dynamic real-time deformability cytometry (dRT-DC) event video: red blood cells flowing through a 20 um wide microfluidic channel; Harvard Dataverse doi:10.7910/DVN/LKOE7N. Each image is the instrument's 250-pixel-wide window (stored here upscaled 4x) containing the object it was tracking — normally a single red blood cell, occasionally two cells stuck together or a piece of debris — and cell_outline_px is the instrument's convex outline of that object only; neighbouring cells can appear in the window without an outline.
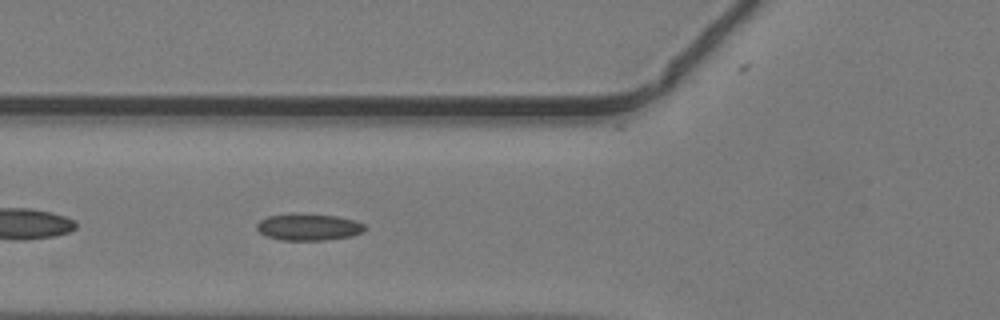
{"species": "common noctule bat (a hibernating species)", "species_latin": "Nyctalus noctula", "temperature_condition": "warm", "stored_images_in_passage": 34, "camera_frame_rate_fps": 3000, "um_per_image_px": 0.085, "animal": {"sex": "male", "body_mass_g": 19.2, "forearm_length_mm": 51.8}, "frame": {"image": 1, "passage_image": 5, "time_ms": 1.333, "image_size_px": [1000, 320], "cell_outline_px": [[368, 228], [364, 232], [352, 236], [324, 240], [280, 240], [264, 236], [256, 228], [256, 224], [260, 220], [268, 216], [292, 212], [296, 212], [336, 216], [356, 220], [364, 224]], "centroid_in_image_um": [26.23, 19.28], "position_along_channel_um": 99.6, "area_um2": 17.34}}
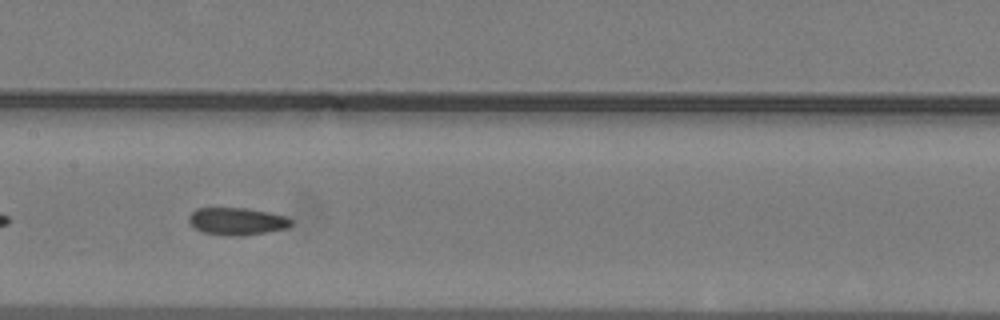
{"frame": {"image": 2, "passage_image": 11, "time_ms": 3.333, "image_size_px": [1000, 320], "cell_outline_px": [[292, 224], [288, 228], [268, 232], [240, 236], [228, 236], [204, 232], [196, 228], [188, 220], [188, 216], [196, 208], [248, 208], [268, 212], [284, 216], [292, 220]], "centroid_in_image_um": [20.16, 18.81], "position_along_channel_um": 187.2, "area_um2": 16.3}}
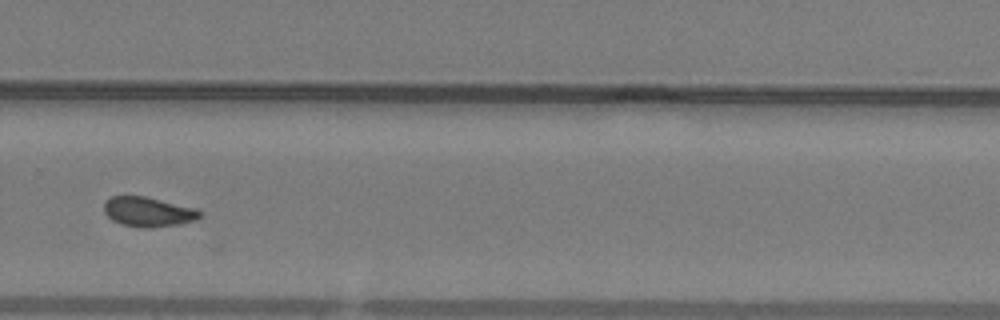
{"frame": {"image": 3, "passage_image": 20, "time_ms": 6.333, "image_size_px": [1000, 320], "cell_outline_px": [[204, 212], [196, 220], [176, 224], [152, 228], [120, 224], [112, 220], [104, 212], [104, 204], [112, 196], [144, 196], [196, 208]], "centroid_in_image_um": [12.62, 18.0], "position_along_channel_um": 317.2, "area_um2": 16.42}}